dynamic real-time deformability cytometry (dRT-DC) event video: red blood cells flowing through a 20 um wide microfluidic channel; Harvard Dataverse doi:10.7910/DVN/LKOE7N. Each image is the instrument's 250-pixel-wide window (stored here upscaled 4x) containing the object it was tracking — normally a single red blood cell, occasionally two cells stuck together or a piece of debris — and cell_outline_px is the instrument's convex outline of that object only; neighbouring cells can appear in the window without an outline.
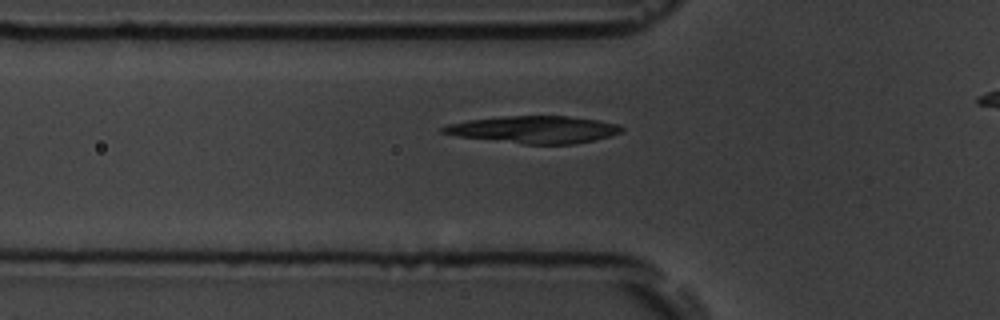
{"species": "common noctule bat (a hibernating species)", "species_latin": "Nyctalus noctula", "temperature_condition": "room temperature", "stored_images_in_passage": 36, "camera_frame_rate_fps": 3000, "um_per_image_px": 0.085, "animal": {"sex": "male", "body_mass_g": 19.5, "forearm_length_mm": 54.6}, "frame": {"image": 1, "passage_image": 7, "time_ms": 2.0, "image_size_px": [1000, 320], "cell_outline_px": [[624, 128], [620, 132], [608, 136], [592, 140], [572, 144], [524, 144], [456, 136], [440, 132], [440, 128], [448, 124], [468, 120], [504, 116], [568, 116], [600, 120], [620, 124]], "centroid_in_image_um": [45.38, 11.0], "position_along_channel_um": 80.4, "area_um2": 28.26}}
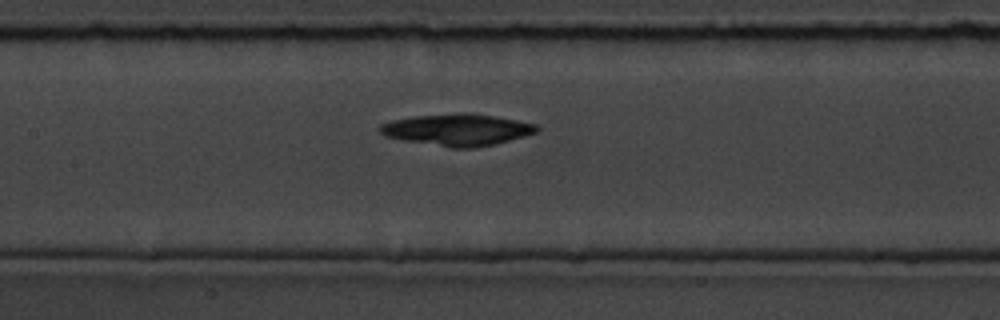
{"frame": {"image": 2, "passage_image": 14, "time_ms": 4.333, "image_size_px": [1000, 320], "cell_outline_px": [[540, 128], [536, 132], [524, 136], [492, 144], [472, 148], [448, 148], [400, 140], [384, 136], [376, 128], [380, 124], [392, 120], [412, 116], [456, 112], [472, 112], [516, 120], [536, 124]], "centroid_in_image_um": [38.79, 11.02], "position_along_channel_um": 168.6, "area_um2": 29.42}}
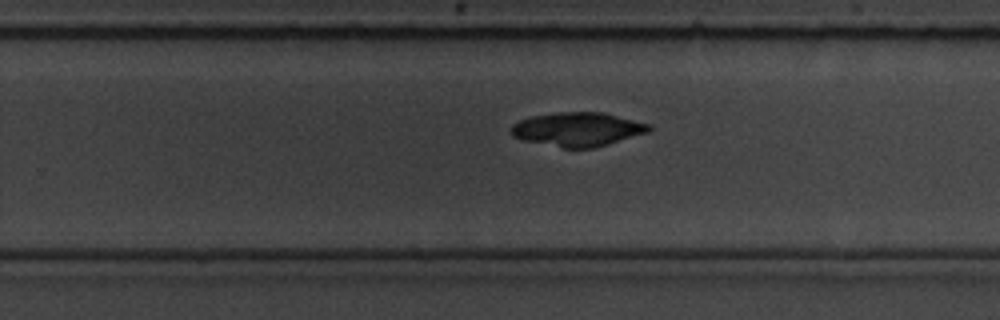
{"frame": {"image": 3, "passage_image": 23, "time_ms": 7.333, "image_size_px": [1000, 320], "cell_outline_px": [[652, 128], [648, 132], [608, 144], [592, 148], [564, 148], [524, 140], [512, 136], [512, 124], [528, 116], [556, 112], [604, 112], [652, 124]], "centroid_in_image_um": [49.12, 10.97], "position_along_channel_um": 280.7, "area_um2": 27.34}, "authors_computed_cell_mechanics": {"area_um2": 27.8307, "velocity_mm_per_s": 3.7569, "shape_relaxation_time_tau1_ms": 6.9218, "shape_relaxation_time_tau2_ms": null, "deformation_change_tau1": 0.2389, "deformation_change_tau2": null}}